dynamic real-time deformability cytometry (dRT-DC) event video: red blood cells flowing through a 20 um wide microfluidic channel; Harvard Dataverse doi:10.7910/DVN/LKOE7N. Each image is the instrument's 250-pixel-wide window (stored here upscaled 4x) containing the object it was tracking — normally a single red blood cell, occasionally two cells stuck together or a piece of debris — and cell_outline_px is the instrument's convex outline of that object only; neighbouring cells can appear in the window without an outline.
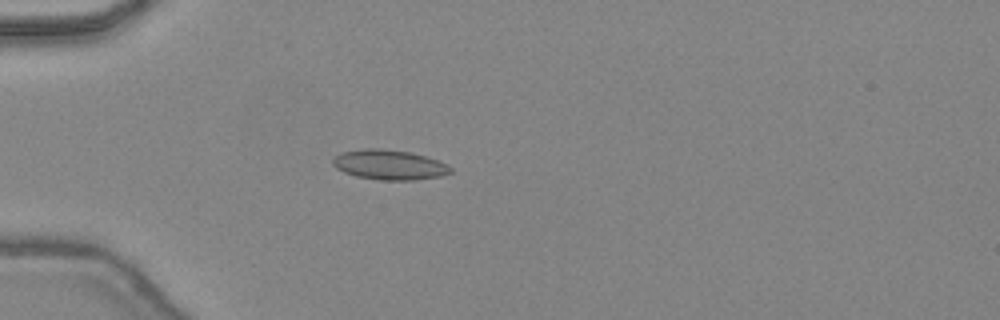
{"species": "common noctule bat (a hibernating species)", "species_latin": "Nyctalus noctula", "temperature_condition": "warm", "stored_images_in_passage": 44, "camera_frame_rate_fps": 3000, "um_per_image_px": 0.085, "animal": {"sex": "female", "body_mass_g": 24.6, "forearm_length_mm": 56.2}, "frame": {"image": 1, "passage_image": 12, "time_ms": 3.667, "image_size_px": [1000, 320], "cell_outline_px": [[452, 172], [440, 176], [416, 180], [380, 180], [356, 176], [344, 172], [336, 168], [332, 164], [332, 160], [340, 152], [364, 148], [376, 148], [412, 152], [448, 164], [452, 168]], "centroid_in_image_um": [33.08, 14.0], "position_along_channel_um": 51.9, "area_um2": 20.58}}
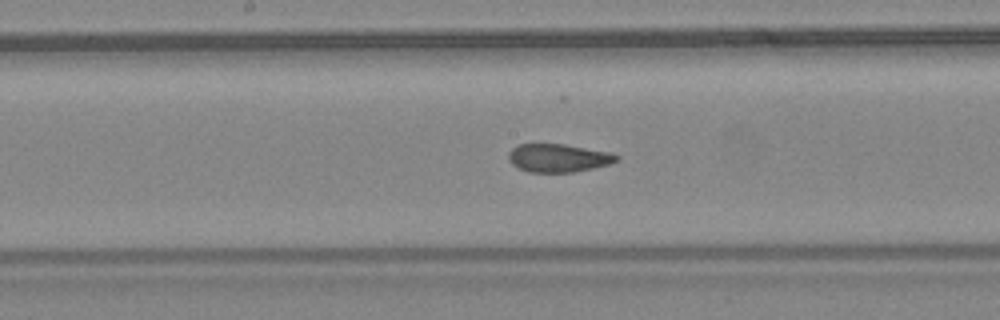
{"frame": {"image": 2, "passage_image": 23, "time_ms": 7.333, "image_size_px": [1000, 320], "cell_outline_px": [[620, 160], [612, 164], [572, 172], [528, 172], [512, 164], [508, 160], [508, 152], [516, 144], [564, 144], [612, 152], [620, 156]], "centroid_in_image_um": [47.49, 13.42], "position_along_channel_um": 200.7, "area_um2": 17.98}}
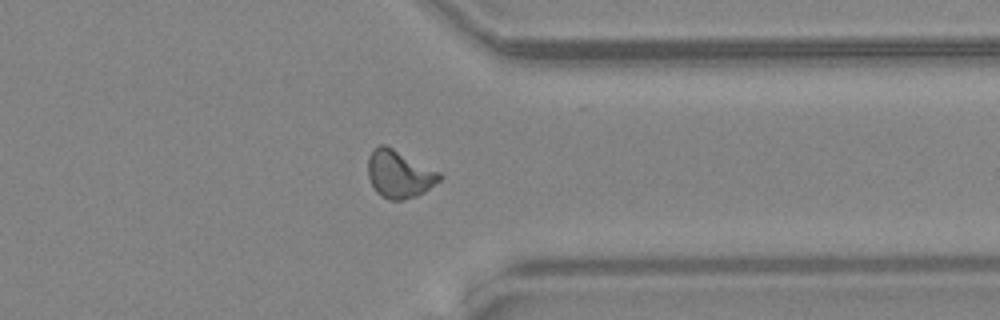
{"frame": {"image": 3, "passage_image": 35, "time_ms": 11.333, "image_size_px": [1000, 320], "cell_outline_px": [[444, 176], [440, 180], [424, 192], [416, 196], [404, 200], [388, 200], [380, 196], [376, 192], [368, 176], [368, 156], [372, 148], [380, 144], [384, 144], [440, 172]], "centroid_in_image_um": [33.91, 14.8], "position_along_channel_um": 377.5, "area_um2": 19.88}, "authors_computed_cell_mechanics": {"area_um2": 18.785, "velocity_mm_per_s": 4.4854, "shape_relaxation_time_tau1_ms": null, "shape_relaxation_time_tau2_ms": 0.738, "deformation_change_tau1": null, "deformation_change_tau2": 0.0612}}